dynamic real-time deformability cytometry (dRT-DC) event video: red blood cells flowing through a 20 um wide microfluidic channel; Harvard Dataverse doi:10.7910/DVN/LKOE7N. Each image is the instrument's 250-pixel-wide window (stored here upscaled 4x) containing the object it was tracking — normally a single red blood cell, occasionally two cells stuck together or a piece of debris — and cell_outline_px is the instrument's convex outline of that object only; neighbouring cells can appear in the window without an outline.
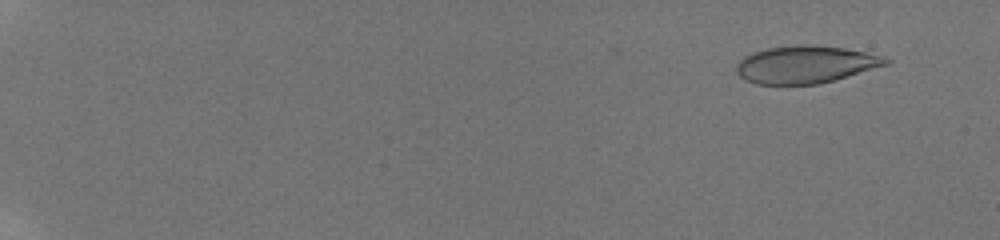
{"species": "human", "species_latin": "Homo sapiens", "temperature_condition": "room temperature", "stored_images_in_passage": 55, "camera_frame_rate_fps": 3000, "um_per_image_px": 0.085, "donor": {"sex": "male"}, "frame": {"image": 1, "passage_image": 2, "time_ms": 0.333, "image_size_px": [1000, 240], "cell_outline_px": [[892, 60], [888, 64], [832, 80], [816, 84], [756, 84], [744, 80], [736, 72], [736, 64], [744, 56], [752, 52], [768, 48], [800, 44], [816, 44], [844, 48], [864, 52], [880, 56]], "centroid_in_image_um": [68.41, 5.47], "position_along_channel_um": 16.6, "area_um2": 32.43}}
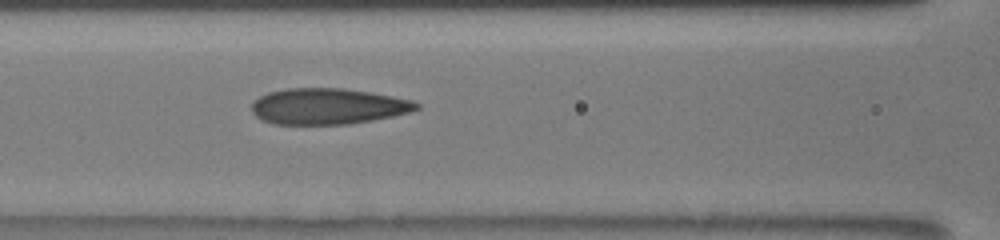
{"frame": {"image": 2, "passage_image": 27, "time_ms": 8.667, "image_size_px": [1000, 240], "cell_outline_px": [[420, 108], [408, 112], [392, 116], [372, 120], [348, 124], [272, 124], [256, 116], [252, 112], [252, 104], [260, 96], [268, 92], [288, 88], [344, 88], [372, 92], [412, 100], [420, 104]], "centroid_in_image_um": [27.88, 9.03], "position_along_channel_um": 138.7, "area_um2": 34.51}}
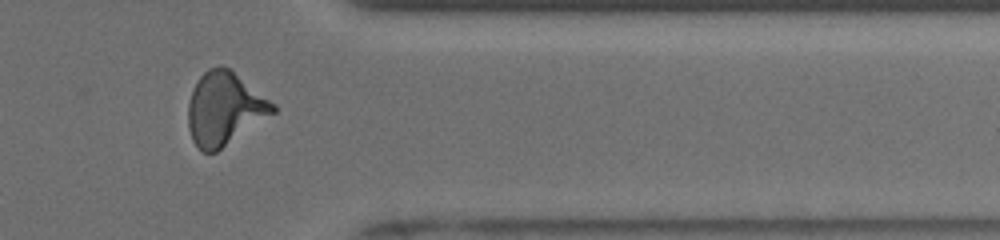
{"frame": {"image": 3, "passage_image": 47, "time_ms": 15.333, "image_size_px": [1000, 240], "cell_outline_px": [[276, 112], [216, 152], [204, 152], [192, 140], [188, 128], [188, 104], [192, 88], [200, 76], [208, 68], [220, 64], [228, 68], [276, 104]], "centroid_in_image_um": [19.07, 9.23], "position_along_channel_um": 392.3, "area_um2": 35.89}, "authors_computed_cell_mechanics": {"area_um2": 33.813, "velocity_mm_per_s": 3.8735, "shape_relaxation_time_tau1_ms": 8.3804, "shape_relaxation_time_tau2_ms": 1.214, "deformation_change_tau1": 0.2369, "deformation_change_tau2": 0.0881}}